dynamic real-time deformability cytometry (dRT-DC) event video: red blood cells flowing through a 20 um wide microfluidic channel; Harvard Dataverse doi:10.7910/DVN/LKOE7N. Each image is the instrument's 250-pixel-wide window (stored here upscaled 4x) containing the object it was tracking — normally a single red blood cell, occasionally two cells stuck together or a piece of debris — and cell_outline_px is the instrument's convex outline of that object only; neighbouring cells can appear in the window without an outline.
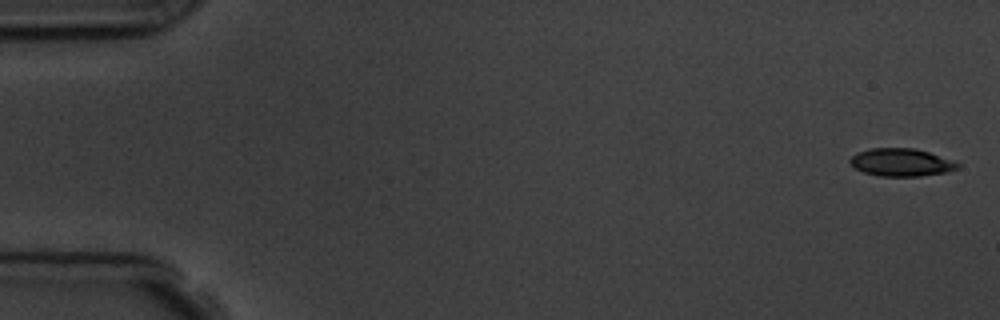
{"species": "common noctule bat (a hibernating species)", "species_latin": "Nyctalus noctula", "temperature_condition": "room temperature", "stored_images_in_passage": 6, "segment_of_instrument_passage": [1, 2], "camera_frame_rate_fps": 3000, "um_per_image_px": 0.085, "animal": {"sex": "male", "body_mass_g": 19.5, "forearm_length_mm": 54.6}, "frame": {"image": 1, "passage_image": 1, "time_ms": 0.0, "image_size_px": [1000, 320], "cell_outline_px": [[960, 168], [948, 172], [920, 176], [880, 176], [864, 172], [856, 168], [848, 160], [856, 152], [872, 148], [916, 148], [952, 160], [960, 164]], "centroid_in_image_um": [76.62, 13.8], "position_along_channel_um": 8.4, "area_um2": 17.4}}
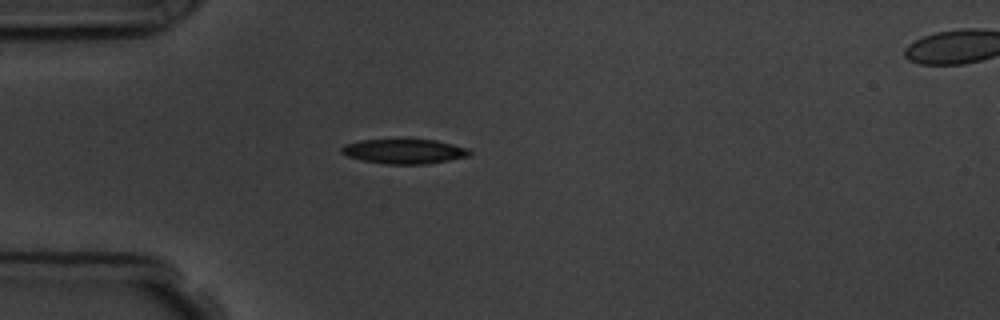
{"frame": {"image": 2, "passage_image": 5, "time_ms": 4.667, "image_size_px": [1000, 320], "cell_outline_px": [[472, 152], [468, 156], [428, 164], [384, 164], [364, 160], [348, 156], [340, 152], [340, 148], [344, 144], [360, 140], [396, 136], [408, 136], [436, 140], [468, 148]], "centroid_in_image_um": [34.32, 12.8], "position_along_channel_um": 50.7, "area_um2": 19.54}}